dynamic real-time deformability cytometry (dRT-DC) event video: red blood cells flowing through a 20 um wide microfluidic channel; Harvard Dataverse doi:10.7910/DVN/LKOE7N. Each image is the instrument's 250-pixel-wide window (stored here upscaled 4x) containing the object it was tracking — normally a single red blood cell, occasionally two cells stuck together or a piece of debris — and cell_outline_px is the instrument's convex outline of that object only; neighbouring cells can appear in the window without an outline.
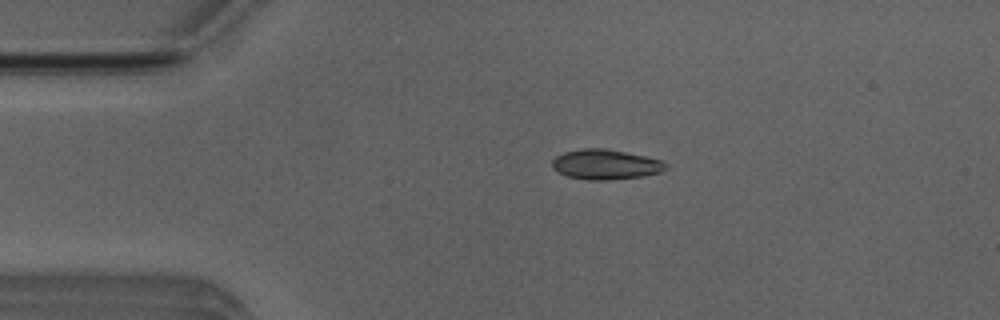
{"species": "Egyptian fruit bat (a non-hibernating species)", "species_latin": "Rousettus aegyptiacus", "temperature_condition": "room temperature", "stored_images_in_passage": 4, "camera_frame_rate_fps": 3000, "um_per_image_px": 0.085, "animal": {"sex": "male"}, "frame": {"image": 1, "passage_image": 3, "time_ms": 2.333, "image_size_px": [1000, 320], "cell_outline_px": [[664, 168], [660, 172], [644, 176], [608, 180], [588, 180], [568, 176], [552, 168], [552, 160], [556, 156], [564, 152], [584, 148], [604, 148], [644, 156], [660, 160], [664, 164]], "centroid_in_image_um": [51.42, 13.98], "position_along_channel_um": 33.6, "area_um2": 19.54}}